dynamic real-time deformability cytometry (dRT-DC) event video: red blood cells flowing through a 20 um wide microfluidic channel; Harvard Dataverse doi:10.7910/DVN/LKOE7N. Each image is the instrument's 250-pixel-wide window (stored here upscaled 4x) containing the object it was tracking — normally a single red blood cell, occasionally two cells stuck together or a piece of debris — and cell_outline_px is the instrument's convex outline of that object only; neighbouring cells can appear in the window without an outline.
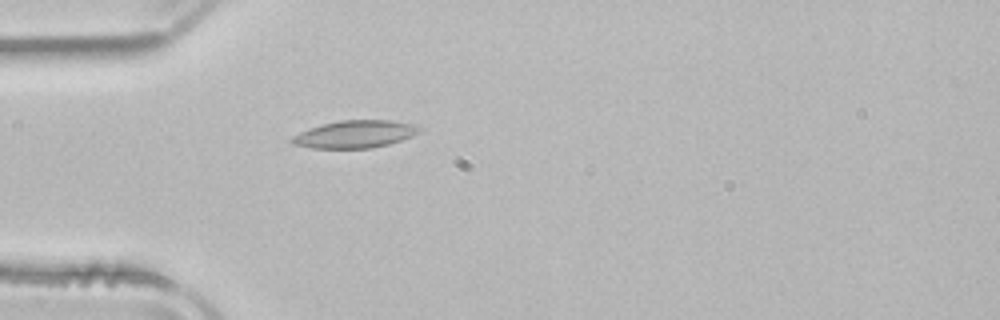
{"species": "common noctule bat (a hibernating species)", "species_latin": "Nyctalus noctula", "temperature_condition": "room temperature", "stored_images_in_passage": 39, "camera_frame_rate_fps": 3000, "um_per_image_px": 0.085, "animal": {"sex": "male", "body_mass_g": 21.5, "forearm_length_mm": 52.0}, "frame": {"image": 1, "passage_image": 2, "time_ms": 0.333, "image_size_px": [1000, 320], "cell_outline_px": [[424, 128], [420, 132], [412, 136], [388, 144], [368, 148], [312, 148], [292, 144], [288, 140], [292, 136], [300, 132], [324, 124], [340, 120], [392, 120], [412, 124]], "centroid_in_image_um": [30.18, 11.4], "position_along_channel_um": 54.8, "area_um2": 20.29}}
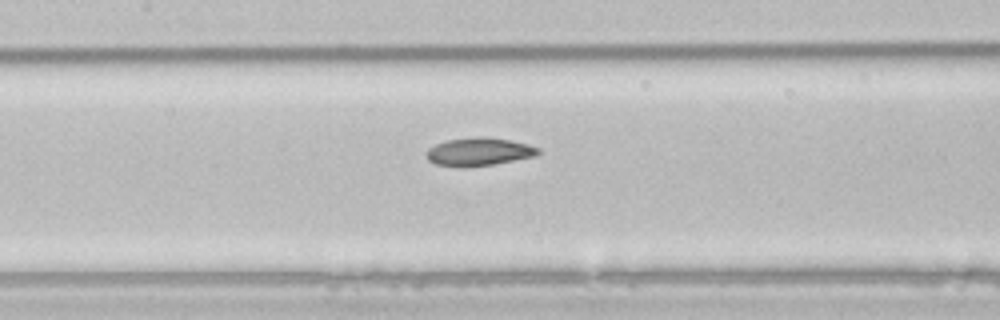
{"frame": {"image": 2, "passage_image": 11, "time_ms": 3.333, "image_size_px": [1000, 320], "cell_outline_px": [[540, 152], [536, 156], [492, 164], [468, 168], [464, 168], [436, 164], [428, 160], [428, 148], [436, 144], [448, 140], [476, 136], [488, 136], [528, 144], [540, 148]], "centroid_in_image_um": [40.72, 12.9], "position_along_channel_um": 166.7, "area_um2": 18.32}}
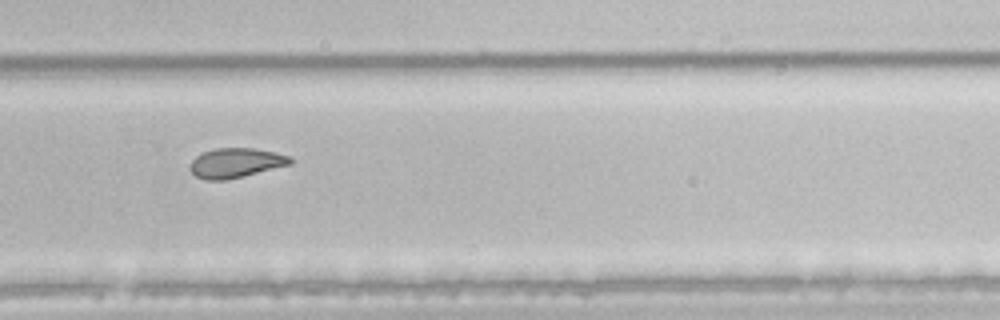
{"frame": {"image": 3, "passage_image": 22, "time_ms": 7.0, "image_size_px": [1000, 320], "cell_outline_px": [[292, 164], [228, 180], [204, 180], [196, 176], [188, 168], [192, 160], [196, 156], [204, 152], [216, 148], [256, 148], [276, 152], [288, 156], [292, 160]], "centroid_in_image_um": [20.03, 13.85], "position_along_channel_um": 309.8, "area_um2": 17.4}, "authors_computed_cell_mechanics": {"area_um2": 18.5538, "velocity_mm_per_s": 3.925, "shape_relaxation_time_tau1_ms": null, "shape_relaxation_time_tau2_ms": 4.6511, "deformation_change_tau1": null, "deformation_change_tau2": 0.0945}}